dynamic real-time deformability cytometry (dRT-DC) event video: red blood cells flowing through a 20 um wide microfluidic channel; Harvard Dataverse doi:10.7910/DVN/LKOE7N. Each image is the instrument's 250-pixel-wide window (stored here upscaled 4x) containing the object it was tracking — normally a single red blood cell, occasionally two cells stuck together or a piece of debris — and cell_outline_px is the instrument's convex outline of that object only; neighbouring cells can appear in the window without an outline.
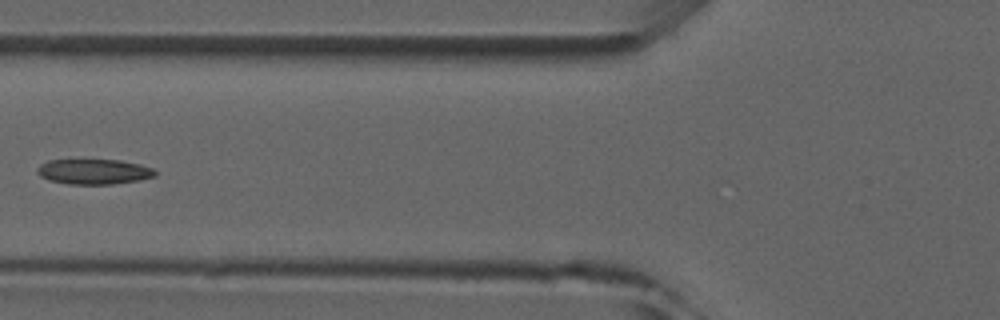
{"species": "common noctule bat (a hibernating species)", "species_latin": "Nyctalus noctula", "temperature_condition": "room temperature", "stored_images_in_passage": 6, "camera_frame_rate_fps": 3000, "um_per_image_px": 0.085, "animal": {"sex": "male", "forearm_length_mm": 52.5}, "frame": {"image": 1, "passage_image": 6, "time_ms": 6.0, "image_size_px": [1000, 320], "cell_outline_px": [[156, 176], [136, 180], [112, 184], [68, 184], [48, 180], [40, 176], [36, 172], [36, 168], [40, 164], [48, 160], [120, 160], [140, 164], [152, 168], [156, 172]], "centroid_in_image_um": [7.93, 14.59], "position_along_channel_um": 117.9, "area_um2": 17.28}}